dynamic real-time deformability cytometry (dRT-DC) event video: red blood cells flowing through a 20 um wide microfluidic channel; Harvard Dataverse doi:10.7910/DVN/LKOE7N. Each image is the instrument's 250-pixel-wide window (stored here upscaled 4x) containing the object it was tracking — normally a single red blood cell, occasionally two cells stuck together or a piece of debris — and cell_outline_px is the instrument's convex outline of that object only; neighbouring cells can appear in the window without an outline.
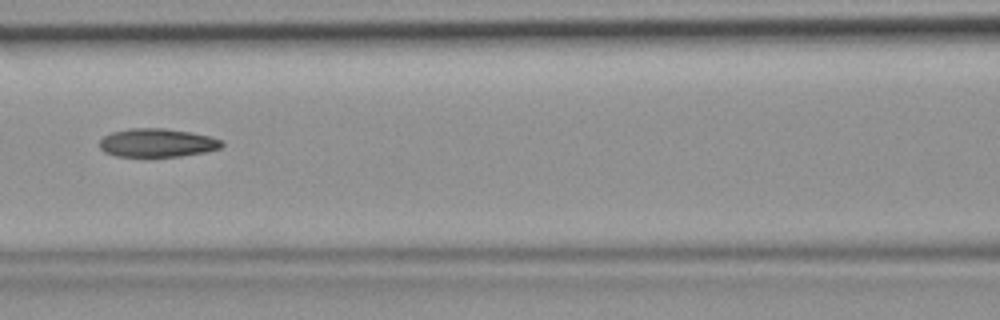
{"species": "common noctule bat (a hibernating species)", "species_latin": "Nyctalus noctula", "temperature_condition": "room temperature", "stored_images_in_passage": 35, "camera_frame_rate_fps": 3000, "um_per_image_px": 0.085, "animal": {"sex": "female", "body_mass_g": 19.9}, "frame": {"image": 1, "passage_image": 14, "time_ms": 4.333, "image_size_px": [1000, 320], "cell_outline_px": [[224, 144], [220, 148], [204, 152], [180, 156], [116, 156], [104, 152], [100, 148], [100, 140], [104, 136], [112, 132], [128, 128], [164, 128], [192, 132], [208, 136], [220, 140]], "centroid_in_image_um": [13.34, 12.13], "position_along_channel_um": 153.3, "area_um2": 20.17}}
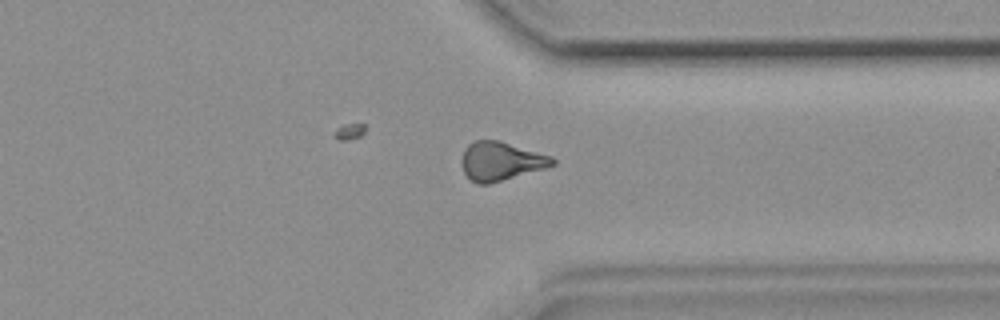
{"frame": {"image": 2, "passage_image": 29, "time_ms": 9.333, "image_size_px": [1000, 320], "cell_outline_px": [[556, 164], [544, 168], [488, 184], [480, 184], [472, 180], [464, 172], [464, 148], [468, 144], [476, 140], [500, 140], [552, 156], [556, 160]], "centroid_in_image_um": [42.61, 13.68], "position_along_channel_um": 368.8, "area_um2": 20.06}}
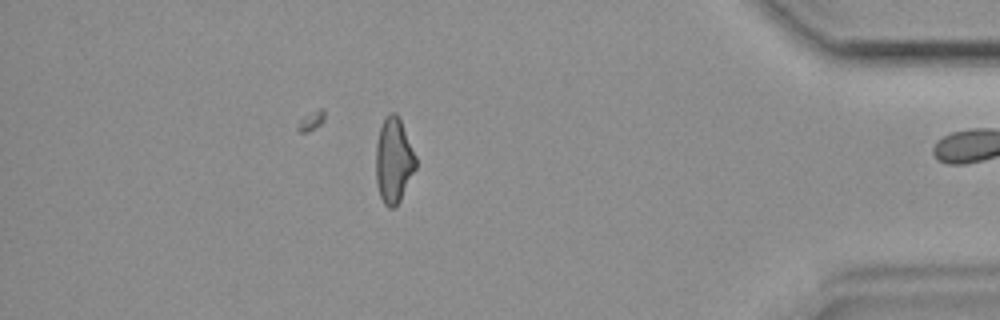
{"frame": {"image": 3, "passage_image": 34, "time_ms": 11.0, "image_size_px": [1000, 320], "cell_outline_px": [[416, 168], [400, 200], [392, 208], [388, 208], [384, 204], [380, 196], [376, 184], [376, 144], [380, 128], [388, 112], [396, 112], [400, 120], [416, 156]], "centroid_in_image_um": [33.45, 13.64], "position_along_channel_um": 401.7, "area_um2": 19.65}}